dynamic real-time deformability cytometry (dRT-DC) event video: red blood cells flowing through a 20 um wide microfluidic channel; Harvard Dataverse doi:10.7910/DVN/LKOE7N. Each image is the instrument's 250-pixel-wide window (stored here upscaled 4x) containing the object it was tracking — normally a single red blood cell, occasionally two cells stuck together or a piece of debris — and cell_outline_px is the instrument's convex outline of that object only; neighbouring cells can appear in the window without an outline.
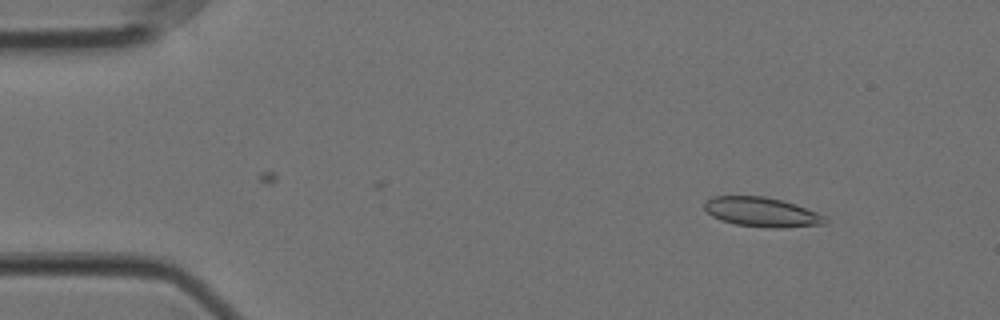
{"species": "Egyptian fruit bat (a non-hibernating species)", "species_latin": "Rousettus aegyptiacus", "temperature_condition": "cold", "stored_images_in_passage": 45, "camera_frame_rate_fps": 3000, "um_per_image_px": 0.085, "animal": {"sex": "female"}, "frame": {"image": 1, "passage_image": 5, "time_ms": 1.333, "image_size_px": [1000, 320], "cell_outline_px": [[828, 220], [824, 224], [784, 228], [768, 228], [736, 224], [720, 220], [712, 216], [704, 208], [704, 204], [712, 196], [764, 196], [796, 204], [816, 212], [824, 216]], "centroid_in_image_um": [64.75, 18.03], "position_along_channel_um": 20.2, "area_um2": 20.69}}
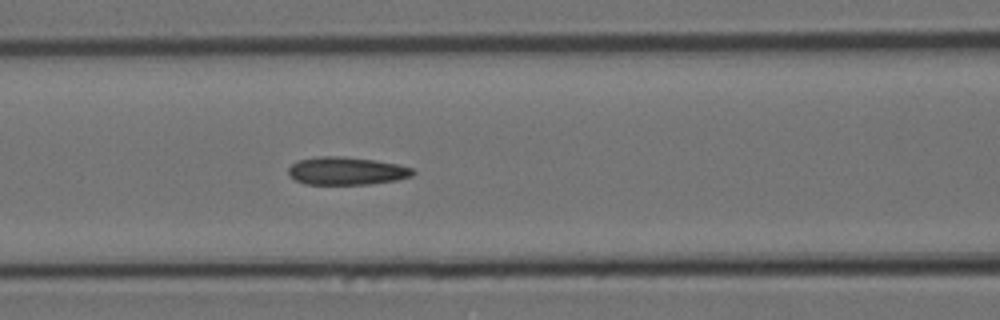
{"frame": {"image": 2, "passage_image": 22, "time_ms": 7.0, "image_size_px": [1000, 320], "cell_outline_px": [[416, 172], [412, 176], [396, 180], [368, 184], [304, 184], [288, 176], [288, 168], [296, 160], [316, 156], [344, 156], [376, 160], [396, 164], [412, 168]], "centroid_in_image_um": [29.41, 14.52], "position_along_channel_um": 137.2, "area_um2": 20.4}}
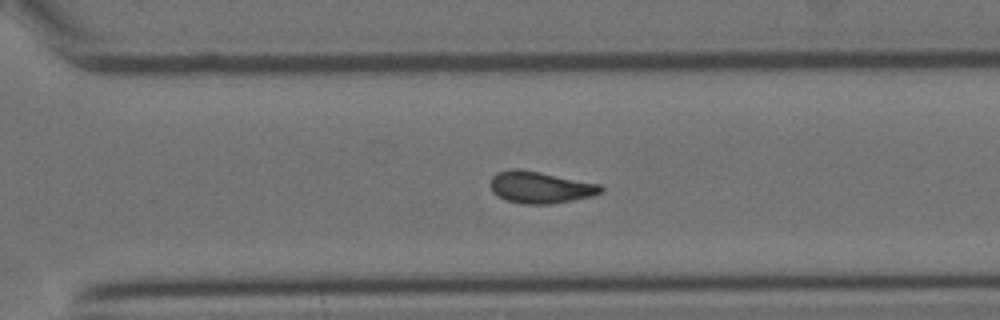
{"frame": {"image": 3, "passage_image": 38, "time_ms": 12.333, "image_size_px": [1000, 320], "cell_outline_px": [[604, 192], [592, 196], [552, 204], [524, 204], [508, 200], [492, 192], [492, 176], [496, 172], [512, 168], [540, 172], [600, 184], [604, 188]], "centroid_in_image_um": [45.96, 15.92], "position_along_channel_um": 324.6, "area_um2": 20.29}, "authors_computed_cell_mechanics": {"area_um2": 20.23, "velocity_mm_per_s": 3.529, "shape_relaxation_time_tau1_ms": null, "shape_relaxation_time_tau2_ms": 3.0447, "deformation_change_tau1": null, "deformation_change_tau2": 0.0825}}